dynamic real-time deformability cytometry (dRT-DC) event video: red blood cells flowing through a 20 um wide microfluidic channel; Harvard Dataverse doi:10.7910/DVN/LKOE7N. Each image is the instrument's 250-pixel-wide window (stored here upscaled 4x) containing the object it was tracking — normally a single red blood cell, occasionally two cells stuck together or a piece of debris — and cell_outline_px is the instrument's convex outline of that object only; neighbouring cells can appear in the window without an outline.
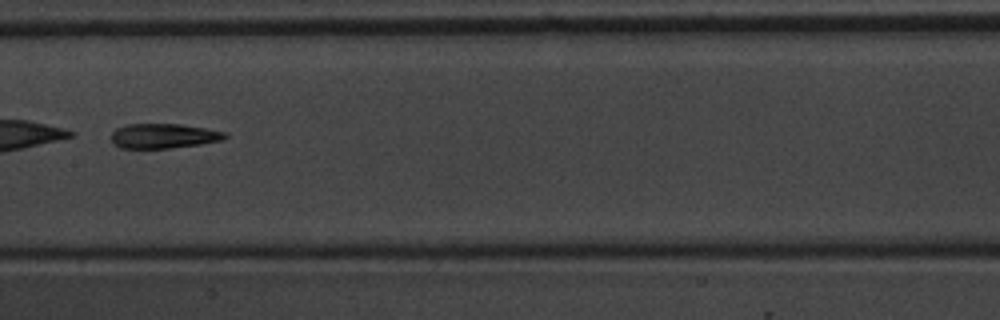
{"species": "common noctule bat (a hibernating species)", "species_latin": "Nyctalus noctula", "temperature_condition": "warm", "stored_images_in_passage": 6, "camera_frame_rate_fps": 3000, "um_per_image_px": 0.085, "animal": {"sex": "male", "body_mass_g": 20.1, "forearm_length_mm": 53.5}, "frame": {"image": 1, "passage_image": 5, "time_ms": 4.667, "image_size_px": [1000, 320], "cell_outline_px": [[228, 136], [224, 140], [200, 144], [168, 148], [120, 148], [112, 144], [112, 132], [116, 128], [128, 124], [180, 124], [228, 132]], "centroid_in_image_um": [13.91, 11.55], "position_along_channel_um": 193.5, "area_um2": 16.47}}